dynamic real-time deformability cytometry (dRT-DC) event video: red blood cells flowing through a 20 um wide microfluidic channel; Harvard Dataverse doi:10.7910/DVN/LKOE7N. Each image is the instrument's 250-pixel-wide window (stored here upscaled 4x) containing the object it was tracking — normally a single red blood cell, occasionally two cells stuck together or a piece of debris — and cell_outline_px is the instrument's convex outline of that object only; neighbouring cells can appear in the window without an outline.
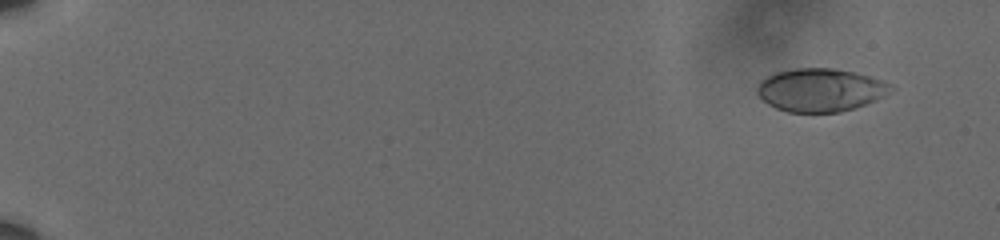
{"species": "human", "species_latin": "Homo sapiens", "temperature_condition": "cold", "stored_images_in_passage": 17, "camera_frame_rate_fps": 3000, "um_per_image_px": 0.085, "donor": {"sex": "male"}, "frame": {"image": 1, "passage_image": 1, "time_ms": 0.0, "image_size_px": [1000, 240], "cell_outline_px": [[892, 88], [884, 96], [876, 100], [856, 108], [840, 112], [788, 112], [776, 108], [768, 104], [756, 92], [756, 88], [760, 80], [764, 76], [776, 72], [796, 68], [836, 68], [856, 72], [884, 80], [892, 84]], "centroid_in_image_um": [69.73, 7.64], "position_along_channel_um": 15.3, "area_um2": 33.87}}
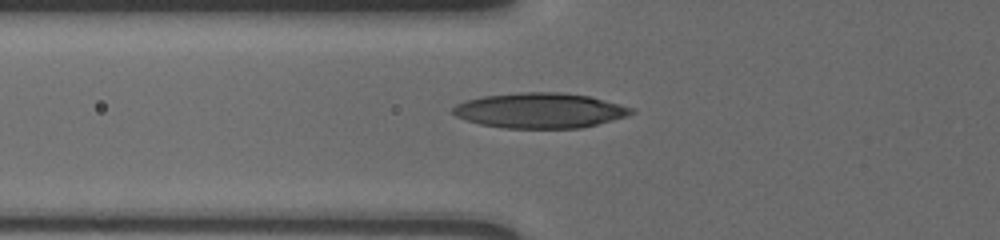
{"frame": {"image": 2, "passage_image": 12, "time_ms": 3.667, "image_size_px": [1000, 240], "cell_outline_px": [[636, 112], [628, 116], [580, 128], [504, 128], [480, 124], [456, 116], [452, 112], [452, 108], [456, 104], [464, 100], [484, 96], [516, 92], [560, 92], [588, 96], [632, 108]], "centroid_in_image_um": [45.86, 9.39], "position_along_channel_um": 79.9, "area_um2": 36.41}}
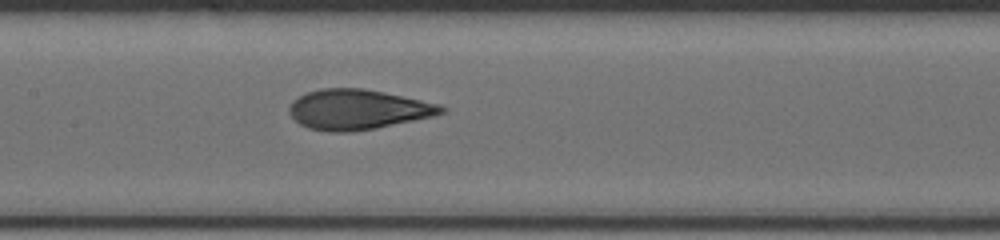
{"frame": {"image": 3, "passage_image": 17, "time_ms": 5.333, "image_size_px": [1000, 240], "cell_outline_px": [[448, 108], [444, 112], [432, 116], [376, 128], [348, 132], [328, 132], [308, 128], [300, 124], [288, 112], [288, 108], [292, 100], [308, 92], [320, 88], [364, 88], [384, 92], [440, 104]], "centroid_in_image_um": [30.39, 9.3], "position_along_channel_um": 177.0, "area_um2": 35.43}}